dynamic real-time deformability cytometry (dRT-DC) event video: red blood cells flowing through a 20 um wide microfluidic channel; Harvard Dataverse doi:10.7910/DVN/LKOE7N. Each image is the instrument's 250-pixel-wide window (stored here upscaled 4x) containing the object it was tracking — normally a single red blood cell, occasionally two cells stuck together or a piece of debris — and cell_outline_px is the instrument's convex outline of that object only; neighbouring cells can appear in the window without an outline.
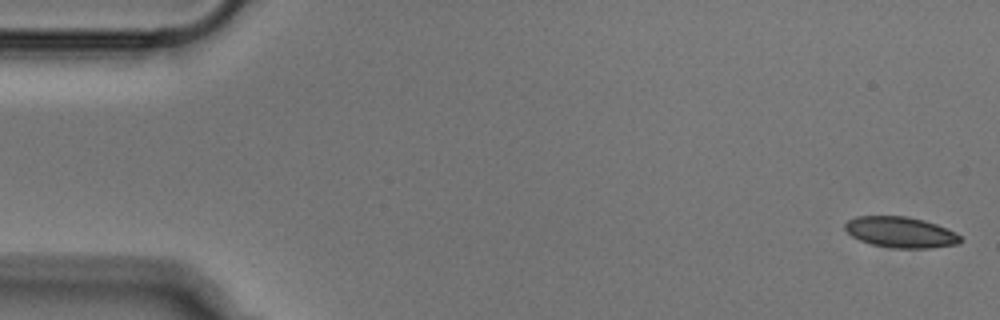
{"species": "Egyptian fruit bat (a non-hibernating species)", "species_latin": "Rousettus aegyptiacus", "temperature_condition": "cold", "stored_images_in_passage": 10, "camera_frame_rate_fps": 3000, "um_per_image_px": 0.085, "animal": {"sex": "male"}, "frame": {"image": 1, "passage_image": 1, "time_ms": 0.0, "image_size_px": [1000, 320], "cell_outline_px": [[964, 240], [960, 244], [932, 248], [892, 248], [872, 244], [860, 240], [852, 236], [844, 228], [844, 224], [848, 220], [856, 216], [908, 216], [924, 220], [936, 224], [956, 232]], "centroid_in_image_um": [76.59, 19.74], "position_along_channel_um": 8.4, "area_um2": 20.92}}